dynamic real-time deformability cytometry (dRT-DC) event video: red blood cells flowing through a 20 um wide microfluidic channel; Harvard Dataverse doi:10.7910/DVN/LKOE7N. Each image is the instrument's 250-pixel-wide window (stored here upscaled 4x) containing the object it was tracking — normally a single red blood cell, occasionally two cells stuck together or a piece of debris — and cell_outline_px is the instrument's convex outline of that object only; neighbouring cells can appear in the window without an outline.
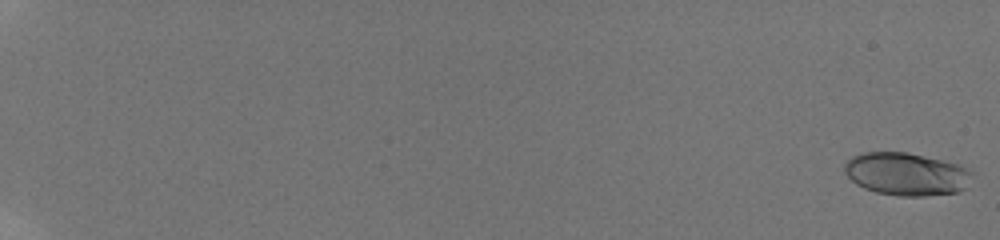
{"species": "human", "species_latin": "Homo sapiens", "temperature_condition": "room temperature", "stored_images_in_passage": 26, "camera_frame_rate_fps": 3000, "um_per_image_px": 0.085, "donor": {"sex": "male"}, "frame": {"image": 1, "passage_image": 1, "time_ms": 0.0, "image_size_px": [1000, 240], "cell_outline_px": [[972, 172], [964, 188], [960, 192], [924, 196], [900, 196], [876, 192], [864, 188], [856, 184], [844, 172], [844, 164], [852, 156], [864, 152], [908, 152], [944, 160], [956, 164]], "centroid_in_image_um": [77.0, 14.79], "position_along_channel_um": 8.0, "area_um2": 31.67}}
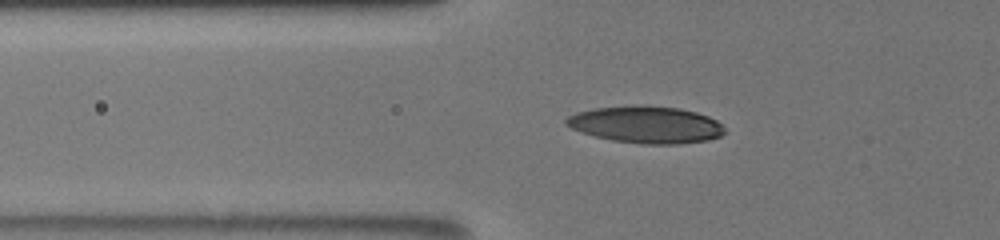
{"frame": {"image": 2, "passage_image": 16, "time_ms": 8.0, "image_size_px": [1000, 240], "cell_outline_px": [[724, 132], [720, 136], [708, 140], [676, 144], [644, 144], [612, 140], [596, 136], [572, 128], [564, 124], [564, 120], [568, 116], [576, 112], [592, 108], [632, 104], [644, 104], [680, 108], [696, 112], [708, 116], [716, 120], [724, 128]], "centroid_in_image_um": [54.89, 10.57], "position_along_channel_um": 70.9, "area_um2": 34.39}}
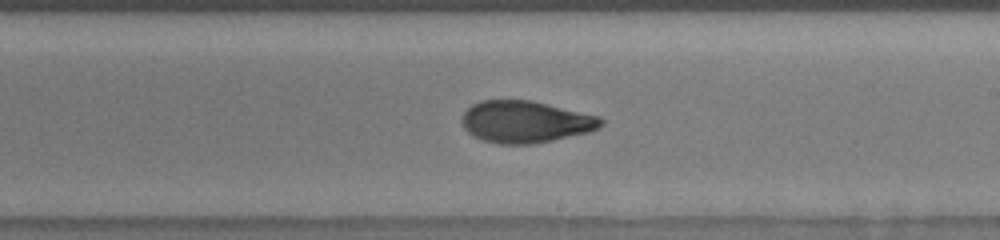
{"frame": {"image": 3, "passage_image": 26, "time_ms": 12.667, "image_size_px": [1000, 240], "cell_outline_px": [[604, 124], [600, 128], [588, 132], [552, 140], [532, 144], [500, 144], [484, 140], [472, 136], [464, 128], [460, 120], [464, 112], [472, 104], [480, 100], [532, 100], [600, 116], [604, 120]], "centroid_in_image_um": [44.66, 10.34], "position_along_channel_um": 244.3, "area_um2": 34.16}}